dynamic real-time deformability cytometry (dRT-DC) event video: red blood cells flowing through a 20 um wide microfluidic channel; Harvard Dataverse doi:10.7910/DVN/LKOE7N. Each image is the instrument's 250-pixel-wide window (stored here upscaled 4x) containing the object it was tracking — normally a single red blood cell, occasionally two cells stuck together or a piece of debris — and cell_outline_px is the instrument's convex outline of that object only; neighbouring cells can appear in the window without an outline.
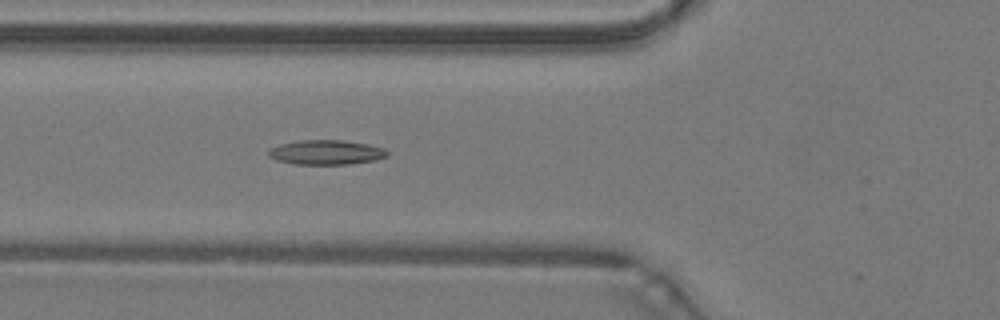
{"species": "common noctule bat (a hibernating species)", "species_latin": "Nyctalus noctula", "temperature_condition": "warm", "stored_images_in_passage": 38, "camera_frame_rate_fps": 3000, "um_per_image_px": 0.085, "animal": {"sex": "male", "body_mass_g": 19.2, "forearm_length_mm": 51.8}, "frame": {"image": 1, "passage_image": 8, "time_ms": 2.333, "image_size_px": [1000, 320], "cell_outline_px": [[388, 156], [376, 160], [348, 164], [292, 164], [276, 160], [268, 156], [268, 148], [280, 144], [300, 140], [344, 140], [368, 144], [384, 148], [388, 152]], "centroid_in_image_um": [27.71, 12.95], "position_along_channel_um": 98.1, "area_um2": 17.17}}
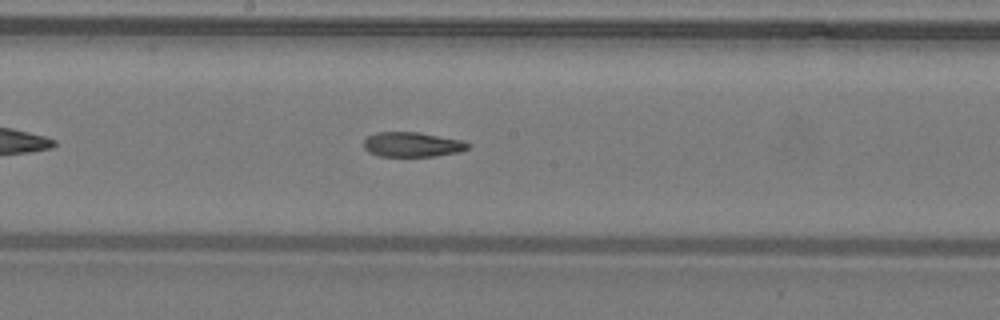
{"frame": {"image": 2, "passage_image": 16, "time_ms": 5.0, "image_size_px": [1000, 320], "cell_outline_px": [[468, 148], [460, 152], [436, 156], [380, 156], [368, 152], [364, 148], [364, 140], [368, 136], [376, 132], [416, 132], [464, 140], [468, 144]], "centroid_in_image_um": [35.03, 12.28], "position_along_channel_um": 213.2, "area_um2": 15.03}}
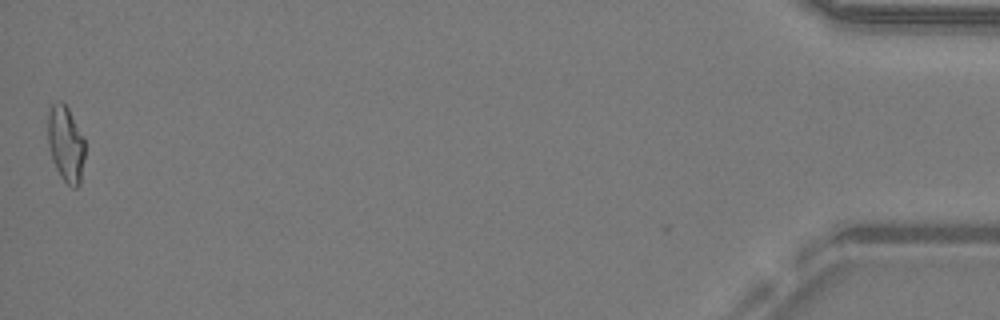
{"frame": {"image": 3, "passage_image": 38, "time_ms": 12.333, "image_size_px": [1000, 320], "cell_outline_px": [[84, 160], [80, 184], [76, 188], [72, 188], [60, 176], [56, 168], [48, 144], [48, 108], [52, 104], [60, 100], [68, 108], [84, 136]], "centroid_in_image_um": [5.6, 12.22], "position_along_channel_um": 429.6, "area_um2": 16.47}, "authors_computed_cell_mechanics": {"area_um2": 15.8372, "velocity_mm_per_s": 4.2903, "shape_relaxation_time_tau1_ms": 10.0913, "shape_relaxation_time_tau2_ms": 4.869, "deformation_change_tau1": 0.2248, "deformation_change_tau2": 0.1059}}